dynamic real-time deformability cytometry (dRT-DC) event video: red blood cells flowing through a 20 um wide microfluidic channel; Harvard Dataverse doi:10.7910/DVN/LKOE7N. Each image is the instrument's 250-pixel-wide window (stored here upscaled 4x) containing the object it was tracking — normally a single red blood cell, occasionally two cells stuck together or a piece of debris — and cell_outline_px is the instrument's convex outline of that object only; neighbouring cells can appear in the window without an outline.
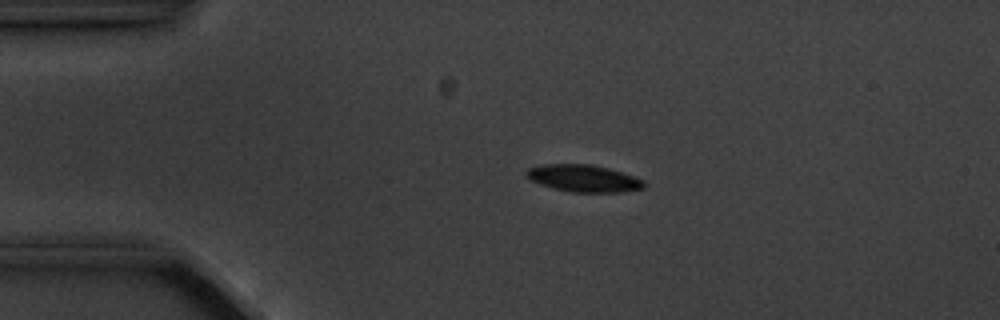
{"species": "common noctule bat (a hibernating species)", "species_latin": "Nyctalus noctula", "temperature_condition": "cold", "stored_images_in_passage": 6, "camera_frame_rate_fps": 3000, "um_per_image_px": 0.085, "animal": {"sex": "male", "body_mass_g": 20.1, "forearm_length_mm": 53.5}, "frame": {"image": 1, "passage_image": 4, "time_ms": 3.667, "image_size_px": [1000, 320], "cell_outline_px": [[648, 184], [644, 188], [620, 192], [572, 192], [552, 188], [540, 184], [524, 176], [524, 172], [528, 168], [544, 164], [592, 164], [608, 168], [644, 180]], "centroid_in_image_um": [49.59, 15.16], "position_along_channel_um": 35.4, "area_um2": 18.61}}